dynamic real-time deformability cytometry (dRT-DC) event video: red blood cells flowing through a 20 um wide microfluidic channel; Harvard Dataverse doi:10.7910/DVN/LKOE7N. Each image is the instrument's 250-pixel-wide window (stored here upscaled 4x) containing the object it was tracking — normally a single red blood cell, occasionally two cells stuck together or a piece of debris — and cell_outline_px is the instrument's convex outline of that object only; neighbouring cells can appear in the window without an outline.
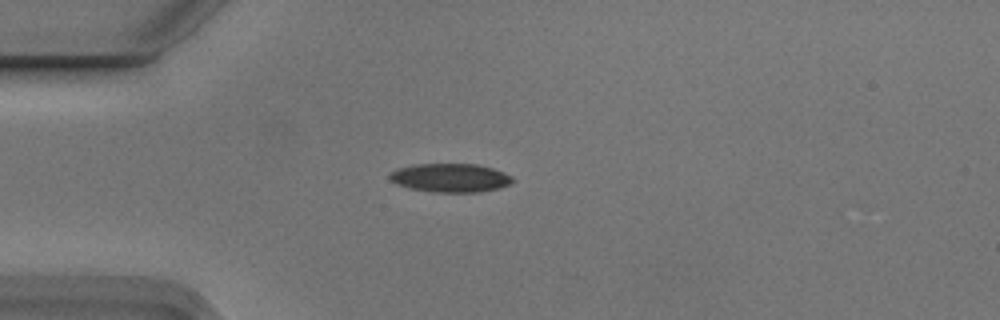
{"species": "Egyptian fruit bat (a non-hibernating species)", "species_latin": "Rousettus aegyptiacus", "temperature_condition": "cold", "stored_images_in_passage": 3, "camera_frame_rate_fps": 3000, "um_per_image_px": 0.085, "animal": {"sex": "male"}, "frame": {"image": 1, "passage_image": 1, "time_ms": 0.0, "image_size_px": [1000, 320], "cell_outline_px": [[516, 180], [500, 188], [480, 192], [432, 192], [408, 188], [396, 184], [388, 176], [396, 168], [412, 164], [480, 164], [504, 172], [512, 176]], "centroid_in_image_um": [38.29, 15.11], "position_along_channel_um": 46.7, "area_um2": 20.75}}
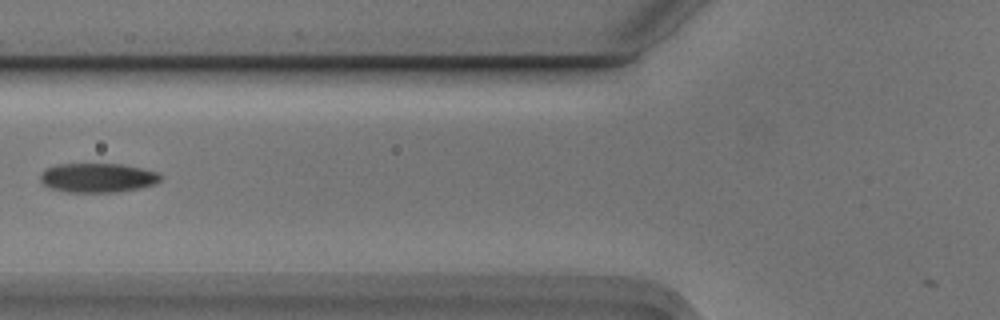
{"frame": {"image": 2, "passage_image": 3, "time_ms": 0.667, "image_size_px": [1000, 320], "cell_outline_px": [[164, 176], [156, 184], [140, 188], [116, 192], [68, 192], [52, 188], [44, 184], [40, 180], [40, 172], [56, 164], [120, 164], [160, 172]], "centroid_in_image_um": [8.34, 15.11], "position_along_channel_um": 117.5, "area_um2": 20.58}}